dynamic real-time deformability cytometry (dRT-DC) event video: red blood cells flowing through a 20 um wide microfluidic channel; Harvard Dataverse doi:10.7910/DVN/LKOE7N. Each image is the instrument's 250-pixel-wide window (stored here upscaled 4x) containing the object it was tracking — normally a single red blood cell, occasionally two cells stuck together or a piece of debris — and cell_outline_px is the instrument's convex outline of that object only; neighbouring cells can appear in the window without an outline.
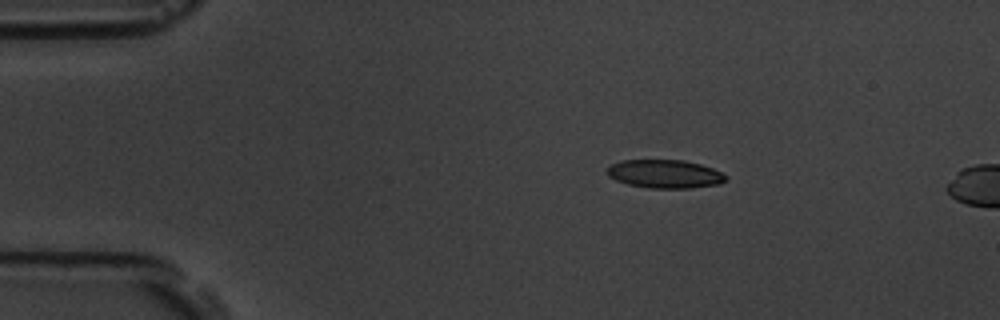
{"species": "common noctule bat (a hibernating species)", "species_latin": "Nyctalus noctula", "temperature_condition": "room temperature", "stored_images_in_passage": 3, "camera_frame_rate_fps": 3000, "um_per_image_px": 0.085, "animal": {"sex": "male", "body_mass_g": 19.5, "forearm_length_mm": 54.6}, "frame": {"image": 1, "passage_image": 2, "time_ms": 1.0, "image_size_px": [1000, 320], "cell_outline_px": [[728, 180], [720, 184], [688, 188], [652, 188], [628, 184], [616, 180], [608, 176], [608, 168], [612, 164], [620, 160], [684, 160], [700, 164], [712, 168], [728, 176]], "centroid_in_image_um": [56.54, 14.78], "position_along_channel_um": 28.5, "area_um2": 19.59}}